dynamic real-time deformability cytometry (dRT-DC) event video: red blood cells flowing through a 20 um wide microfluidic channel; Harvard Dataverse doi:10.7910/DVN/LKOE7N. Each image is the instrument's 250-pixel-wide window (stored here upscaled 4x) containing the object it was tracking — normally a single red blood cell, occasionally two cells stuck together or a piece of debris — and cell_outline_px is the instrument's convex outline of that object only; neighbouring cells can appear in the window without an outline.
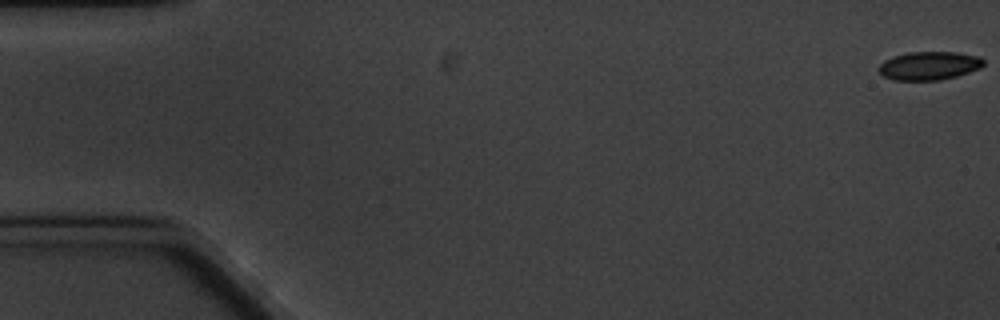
{"species": "common noctule bat (a hibernating species)", "species_latin": "Nyctalus noctula", "temperature_condition": "cold", "stored_images_in_passage": 5, "camera_frame_rate_fps": 3000, "um_per_image_px": 0.085, "animal": {"sex": "male", "body_mass_g": 20.1, "forearm_length_mm": 53.5}, "frame": {"image": 1, "passage_image": 1, "time_ms": 0.0, "image_size_px": [1000, 320], "cell_outline_px": [[984, 64], [980, 68], [956, 76], [940, 80], [892, 80], [884, 76], [876, 68], [884, 60], [892, 56], [908, 52], [956, 52], [980, 56], [984, 60]], "centroid_in_image_um": [78.96, 5.58], "position_along_channel_um": 6.0, "area_um2": 17.46}}
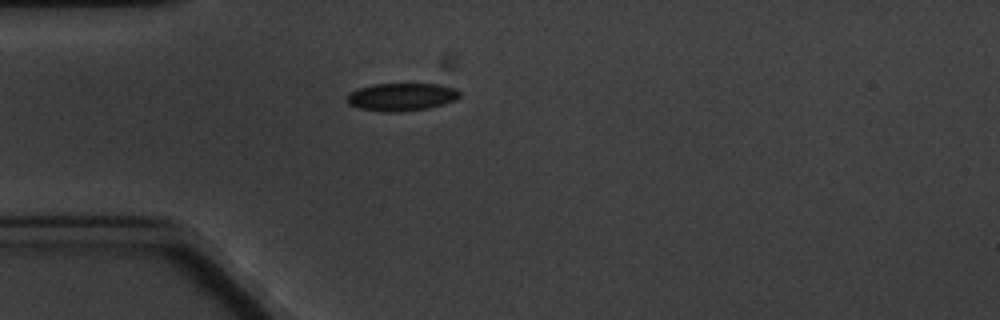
{"frame": {"image": 2, "passage_image": 5, "time_ms": 5.333, "image_size_px": [1000, 320], "cell_outline_px": [[460, 96], [456, 100], [428, 108], [400, 112], [384, 112], [360, 108], [348, 104], [348, 92], [356, 88], [372, 84], [440, 84], [456, 88], [460, 92]], "centroid_in_image_um": [34.13, 8.23], "position_along_channel_um": 50.9, "area_um2": 18.38}}